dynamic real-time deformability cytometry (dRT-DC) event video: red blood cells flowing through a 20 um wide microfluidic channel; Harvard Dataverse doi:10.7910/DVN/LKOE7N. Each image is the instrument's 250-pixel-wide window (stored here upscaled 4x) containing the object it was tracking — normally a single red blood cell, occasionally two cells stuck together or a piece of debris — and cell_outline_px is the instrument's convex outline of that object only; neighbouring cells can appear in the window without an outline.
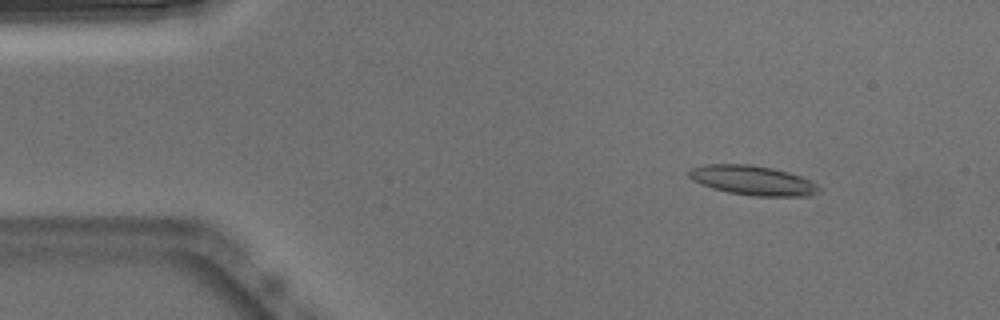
{"species": "Egyptian fruit bat (a non-hibernating species)", "species_latin": "Rousettus aegyptiacus", "temperature_condition": "warm", "stored_images_in_passage": 47, "camera_frame_rate_fps": 3000, "um_per_image_px": 0.085, "animal": {"sex": "male"}, "frame": {"image": 1, "passage_image": 1, "time_ms": 0.0, "image_size_px": [1000, 320], "cell_outline_px": [[820, 192], [808, 196], [752, 196], [728, 192], [712, 188], [700, 184], [692, 180], [688, 176], [688, 168], [704, 164], [752, 164], [772, 168], [788, 172], [812, 180], [820, 188]], "centroid_in_image_um": [63.95, 15.33], "position_along_channel_um": 21.0, "area_um2": 22.66}}
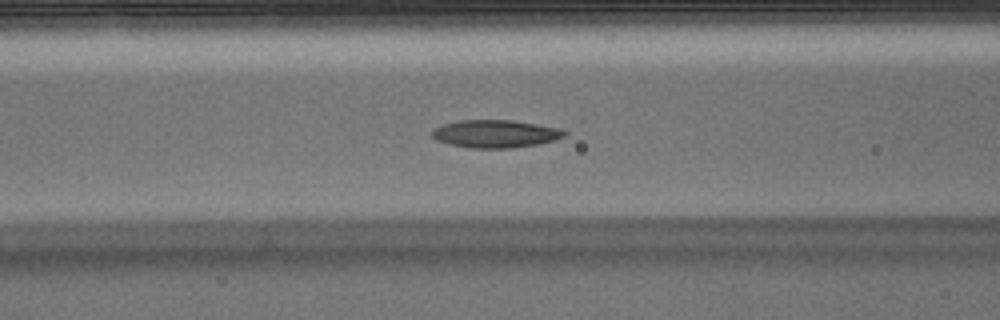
{"frame": {"image": 2, "passage_image": 15, "time_ms": 4.667, "image_size_px": [1000, 320], "cell_outline_px": [[568, 132], [564, 136], [556, 140], [536, 144], [512, 148], [472, 148], [448, 144], [436, 140], [432, 136], [432, 132], [436, 128], [444, 124], [460, 120], [512, 120], [560, 128]], "centroid_in_image_um": [42.13, 11.37], "position_along_channel_um": 124.5, "area_um2": 21.33}}
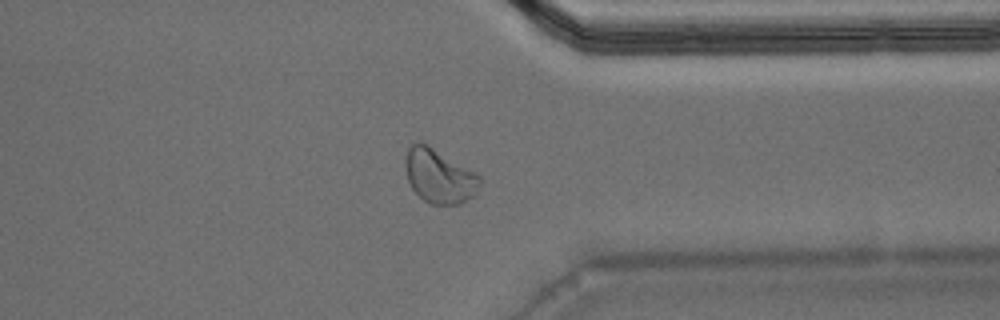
{"frame": {"image": 3, "passage_image": 35, "time_ms": 11.333, "image_size_px": [1000, 320], "cell_outline_px": [[480, 184], [476, 192], [472, 196], [460, 204], [432, 204], [424, 200], [412, 188], [408, 180], [404, 160], [408, 148], [412, 144], [420, 140], [428, 144], [476, 172], [480, 176]], "centroid_in_image_um": [37.32, 14.93], "position_along_channel_um": 374.1, "area_um2": 23.47}, "authors_computed_cell_mechanics": {"area_um2": 22.0796, "velocity_mm_per_s": 3.8116, "shape_relaxation_time_tau1_ms": null, "shape_relaxation_time_tau2_ms": 3.9456, "deformation_change_tau1": null, "deformation_change_tau2": 0.0924}}